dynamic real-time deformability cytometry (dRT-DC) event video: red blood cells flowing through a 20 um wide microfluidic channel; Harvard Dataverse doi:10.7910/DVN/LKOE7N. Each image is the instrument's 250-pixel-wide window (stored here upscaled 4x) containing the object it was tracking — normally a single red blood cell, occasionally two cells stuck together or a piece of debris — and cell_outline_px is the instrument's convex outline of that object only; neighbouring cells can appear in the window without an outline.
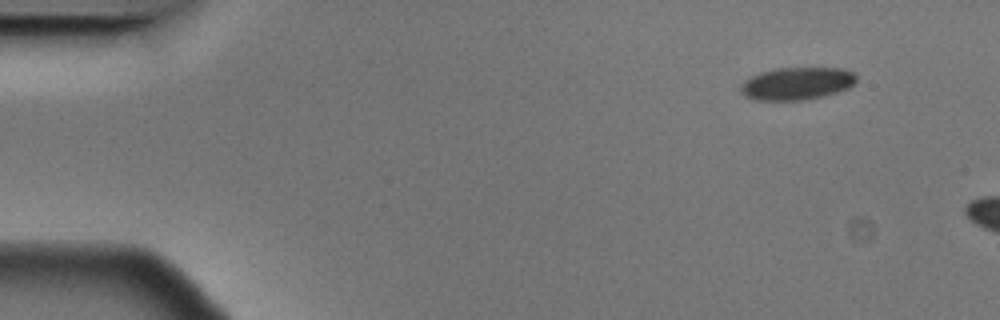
{"species": "Egyptian fruit bat (a non-hibernating species)", "species_latin": "Rousettus aegyptiacus", "temperature_condition": "cold", "stored_images_in_passage": 6, "camera_frame_rate_fps": 3000, "um_per_image_px": 0.085, "animal": {"sex": "male"}, "frame": {"image": 1, "passage_image": 1, "time_ms": 0.0, "image_size_px": [1000, 320], "cell_outline_px": [[856, 80], [848, 88], [824, 96], [804, 100], [756, 100], [740, 92], [740, 88], [752, 76], [760, 72], [776, 68], [844, 68], [852, 72], [856, 76]], "centroid_in_image_um": [67.77, 7.09], "position_along_channel_um": 17.2, "area_um2": 21.68}}